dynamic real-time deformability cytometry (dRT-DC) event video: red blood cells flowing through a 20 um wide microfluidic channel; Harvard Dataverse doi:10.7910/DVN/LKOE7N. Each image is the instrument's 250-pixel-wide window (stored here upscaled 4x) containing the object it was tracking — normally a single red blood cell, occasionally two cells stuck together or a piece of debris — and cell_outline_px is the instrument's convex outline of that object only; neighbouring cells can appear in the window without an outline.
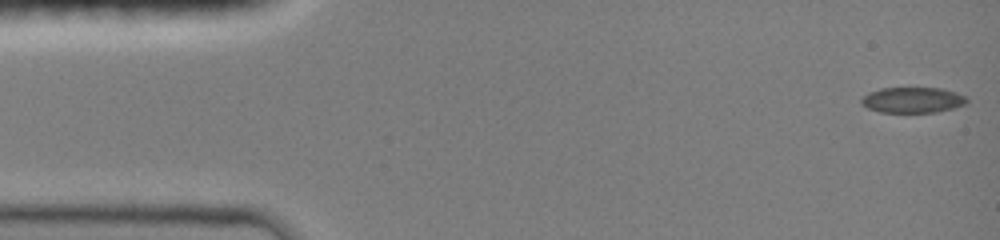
{"species": "common noctule bat (a hibernating species)", "species_latin": "Nyctalus noctula", "temperature_condition": "room temperature", "stored_images_in_passage": 33, "camera_frame_rate_fps": 3000, "um_per_image_px": 0.085, "animal": {"sex": "female", "body_mass_g": 19.0, "forearm_length_mm": 51.5}, "frame": {"image": 1, "passage_image": 1, "time_ms": 0.0, "image_size_px": [1000, 240], "cell_outline_px": [[968, 100], [964, 104], [952, 108], [936, 112], [880, 112], [868, 108], [860, 104], [860, 100], [868, 92], [880, 88], [940, 88], [956, 92], [964, 96]], "centroid_in_image_um": [77.53, 8.49], "position_along_channel_um": 7.5, "area_um2": 15.66}}
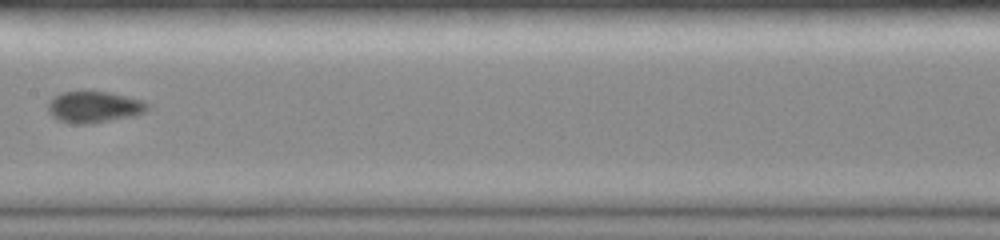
{"frame": {"image": 2, "passage_image": 19, "time_ms": 6.0, "image_size_px": [1000, 240], "cell_outline_px": [[148, 108], [144, 112], [136, 116], [88, 124], [76, 124], [60, 120], [52, 116], [48, 112], [48, 104], [52, 96], [60, 92], [112, 92], [144, 100], [148, 104]], "centroid_in_image_um": [8.01, 9.09], "position_along_channel_um": 199.4, "area_um2": 18.32}}
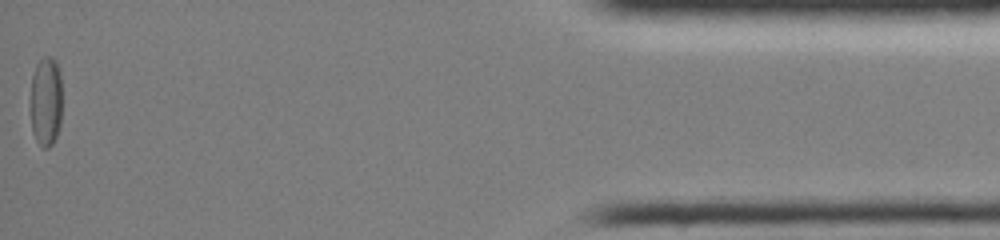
{"frame": {"image": 3, "passage_image": 33, "time_ms": 10.667, "image_size_px": [1000, 240], "cell_outline_px": [[60, 124], [56, 136], [52, 144], [48, 148], [44, 148], [36, 140], [32, 132], [32, 76], [36, 64], [44, 56], [52, 56], [56, 60], [60, 72]], "centroid_in_image_um": [3.91, 8.59], "position_along_channel_um": 431.3, "area_um2": 16.24}}